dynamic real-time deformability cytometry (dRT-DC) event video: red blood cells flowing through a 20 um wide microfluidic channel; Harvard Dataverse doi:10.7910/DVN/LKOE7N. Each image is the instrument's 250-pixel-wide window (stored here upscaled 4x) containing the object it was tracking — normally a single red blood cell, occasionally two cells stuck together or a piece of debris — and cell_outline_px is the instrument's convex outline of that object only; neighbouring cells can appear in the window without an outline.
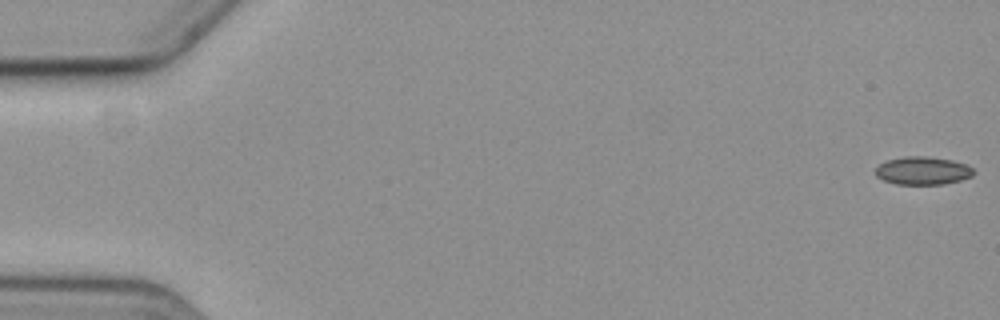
{"species": "common noctule bat (a hibernating species)", "species_latin": "Nyctalus noctula", "temperature_condition": "cold", "stored_images_in_passage": 5, "camera_frame_rate_fps": 3000, "um_per_image_px": 0.085, "animal": {"sex": "female", "body_mass_g": 19.3, "forearm_length_mm": 54.1}, "frame": {"image": 1, "passage_image": 1, "time_ms": 0.0, "image_size_px": [1000, 320], "cell_outline_px": [[976, 172], [972, 176], [960, 180], [944, 184], [896, 184], [884, 180], [876, 176], [876, 168], [880, 164], [888, 160], [904, 156], [924, 156], [952, 160], [964, 164], [972, 168]], "centroid_in_image_um": [78.44, 14.51], "position_along_channel_um": 6.6, "area_um2": 15.9}}
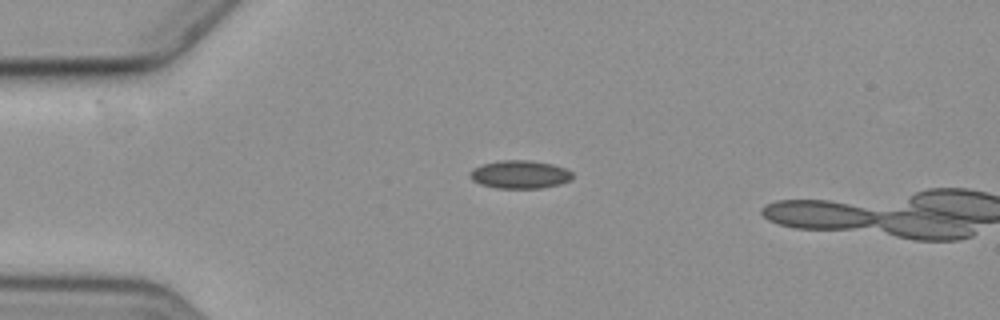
{"frame": {"image": 2, "passage_image": 4, "time_ms": 4.667, "image_size_px": [1000, 320], "cell_outline_px": [[572, 180], [560, 184], [540, 188], [496, 188], [480, 184], [472, 180], [468, 176], [468, 172], [472, 168], [480, 164], [500, 160], [532, 160], [552, 164], [564, 168], [572, 172]], "centroid_in_image_um": [44.14, 14.82], "position_along_channel_um": 40.9, "area_um2": 17.05}}